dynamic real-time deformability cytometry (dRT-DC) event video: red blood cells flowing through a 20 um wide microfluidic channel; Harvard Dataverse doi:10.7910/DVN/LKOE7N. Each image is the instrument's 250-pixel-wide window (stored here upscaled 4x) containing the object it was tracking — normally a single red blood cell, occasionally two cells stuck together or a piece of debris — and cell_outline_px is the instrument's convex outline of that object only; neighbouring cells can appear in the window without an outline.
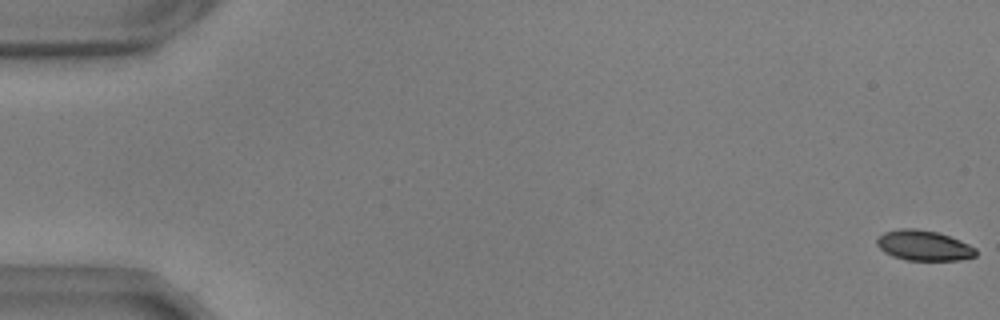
{"species": "common noctule bat (a hibernating species)", "species_latin": "Nyctalus noctula", "temperature_condition": "warm", "stored_images_in_passage": 49, "camera_frame_rate_fps": 3000, "um_per_image_px": 0.085, "animal": {"sex": "male", "body_mass_g": 17.9, "forearm_length_mm": 54.2}, "frame": {"image": 1, "passage_image": 1, "time_ms": 0.0, "image_size_px": [1000, 320], "cell_outline_px": [[976, 256], [960, 260], [908, 260], [892, 256], [884, 252], [876, 244], [876, 240], [884, 232], [900, 228], [916, 228], [940, 232], [960, 240], [976, 248]], "centroid_in_image_um": [78.52, 20.86], "position_along_channel_um": 6.5, "area_um2": 17.57}}
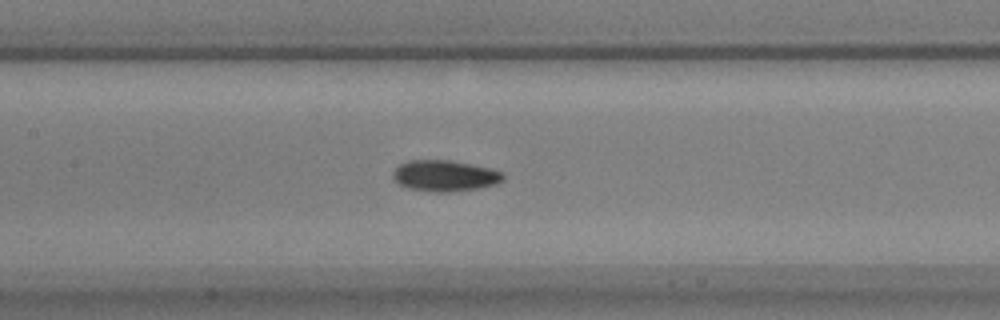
{"frame": {"image": 2, "passage_image": 27, "time_ms": 8.667, "image_size_px": [1000, 320], "cell_outline_px": [[504, 180], [496, 184], [480, 188], [448, 192], [432, 192], [408, 188], [400, 184], [392, 176], [392, 172], [400, 164], [408, 160], [452, 160], [488, 168], [504, 172]], "centroid_in_image_um": [37.82, 14.94], "position_along_channel_um": 169.6, "area_um2": 20.0}}
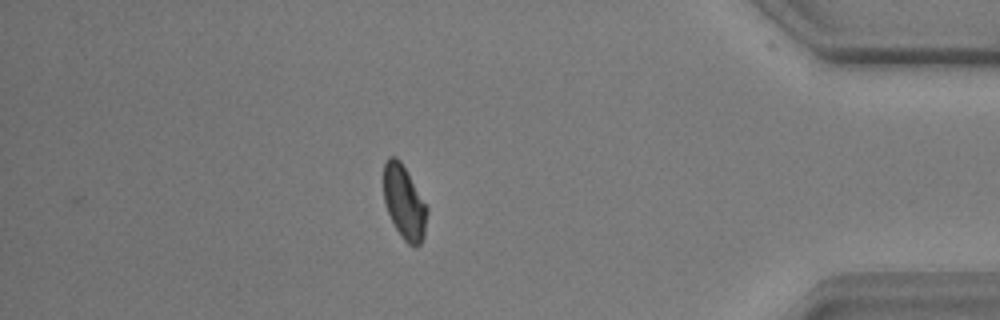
{"frame": {"image": 3, "passage_image": 49, "time_ms": 16.0, "image_size_px": [1000, 320], "cell_outline_px": [[428, 212], [424, 236], [420, 244], [416, 248], [408, 244], [400, 236], [388, 212], [384, 200], [384, 164], [388, 156], [396, 156], [400, 160], [428, 208]], "centroid_in_image_um": [34.37, 17.22], "position_along_channel_um": 400.8, "area_um2": 18.55}, "authors_computed_cell_mechanics": {"area_um2": 19.1318, "velocity_mm_per_s": 3.6506, "shape_relaxation_time_tau1_ms": 4.3533, "shape_relaxation_time_tau2_ms": 2.5093, "deformation_change_tau1": 0.1093, "deformation_change_tau2": 0.0529}}